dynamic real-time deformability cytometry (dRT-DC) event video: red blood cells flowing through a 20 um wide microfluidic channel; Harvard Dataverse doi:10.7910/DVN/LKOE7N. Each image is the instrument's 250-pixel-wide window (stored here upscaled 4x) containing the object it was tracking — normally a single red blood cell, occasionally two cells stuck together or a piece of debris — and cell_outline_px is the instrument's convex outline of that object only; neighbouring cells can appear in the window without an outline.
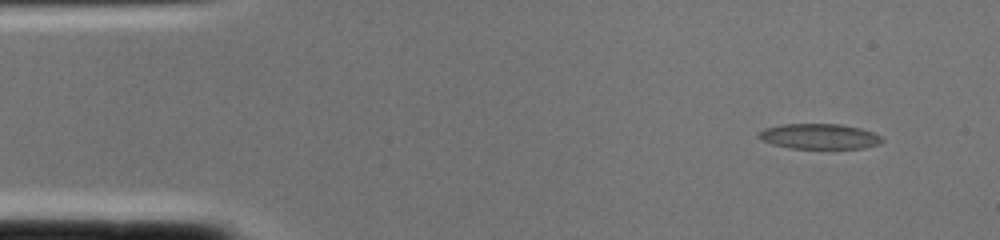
{"species": "common noctule bat (a hibernating species)", "species_latin": "Nyctalus noctula", "temperature_condition": "cold", "stored_images_in_passage": 1, "camera_frame_rate_fps": 3000, "um_per_image_px": 0.085, "animal": {"sex": "female", "body_mass_g": 22.0, "forearm_length_mm": 56.7}, "frame": {"image": 1, "passage_image": 1, "time_ms": 0.0, "image_size_px": [1000, 240], "cell_outline_px": [[884, 140], [880, 144], [864, 148], [788, 148], [772, 144], [760, 140], [756, 136], [756, 132], [764, 128], [780, 124], [840, 124], [860, 128], [872, 132], [880, 136]], "centroid_in_image_um": [69.58, 11.59], "position_along_channel_um": 15.4, "area_um2": 18.38}}